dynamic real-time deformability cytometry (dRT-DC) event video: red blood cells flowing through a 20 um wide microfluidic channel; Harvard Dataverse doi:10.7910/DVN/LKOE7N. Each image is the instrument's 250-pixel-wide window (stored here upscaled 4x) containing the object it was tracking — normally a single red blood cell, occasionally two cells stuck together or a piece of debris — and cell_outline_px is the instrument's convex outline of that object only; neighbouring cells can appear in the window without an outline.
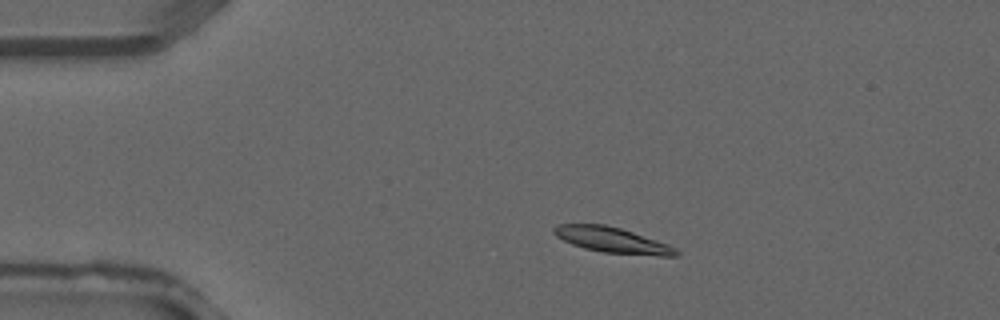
{"species": "common noctule bat (a hibernating species)", "species_latin": "Nyctalus noctula", "temperature_condition": "warm", "stored_images_in_passage": 3, "camera_frame_rate_fps": 3000, "um_per_image_px": 0.085, "animal": {"sex": "male", "forearm_length_mm": 52.5}, "frame": {"image": 1, "passage_image": 1, "time_ms": 0.0, "image_size_px": [1000, 320], "cell_outline_px": [[680, 256], [660, 256], [604, 252], [584, 248], [572, 244], [556, 236], [552, 232], [552, 228], [556, 224], [604, 224], [620, 228], [668, 244], [676, 248], [680, 252]], "centroid_in_image_um": [52.04, 20.4], "position_along_channel_um": 33.0, "area_um2": 18.09}}